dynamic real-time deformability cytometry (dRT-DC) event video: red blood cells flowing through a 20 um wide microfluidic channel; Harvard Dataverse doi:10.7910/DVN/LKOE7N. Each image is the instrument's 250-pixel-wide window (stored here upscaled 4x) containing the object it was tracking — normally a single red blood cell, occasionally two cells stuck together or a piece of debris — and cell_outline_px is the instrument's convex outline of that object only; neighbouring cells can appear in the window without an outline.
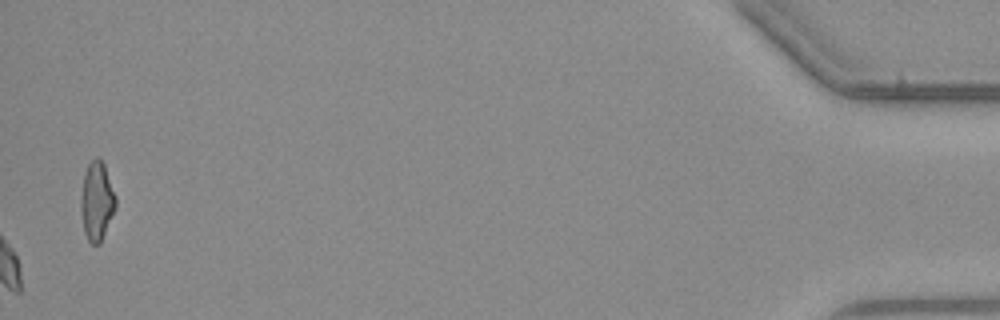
{"species": "common noctule bat (a hibernating species)", "species_latin": "Nyctalus noctula", "temperature_condition": "warm", "stored_images_in_passage": 45, "camera_frame_rate_fps": 3000, "um_per_image_px": 0.085, "animal": {"sex": "male", "body_mass_g": 23.1, "forearm_length_mm": 52.7}, "frame": {"image": 1, "passage_image": 45, "time_ms": 14.667, "image_size_px": [1000, 320], "cell_outline_px": [[116, 208], [100, 244], [92, 244], [88, 240], [84, 232], [80, 212], [80, 196], [84, 176], [88, 164], [96, 156], [100, 156], [104, 164], [116, 196]], "centroid_in_image_um": [8.22, 17.09], "position_along_channel_um": 427.0, "area_um2": 16.18}}